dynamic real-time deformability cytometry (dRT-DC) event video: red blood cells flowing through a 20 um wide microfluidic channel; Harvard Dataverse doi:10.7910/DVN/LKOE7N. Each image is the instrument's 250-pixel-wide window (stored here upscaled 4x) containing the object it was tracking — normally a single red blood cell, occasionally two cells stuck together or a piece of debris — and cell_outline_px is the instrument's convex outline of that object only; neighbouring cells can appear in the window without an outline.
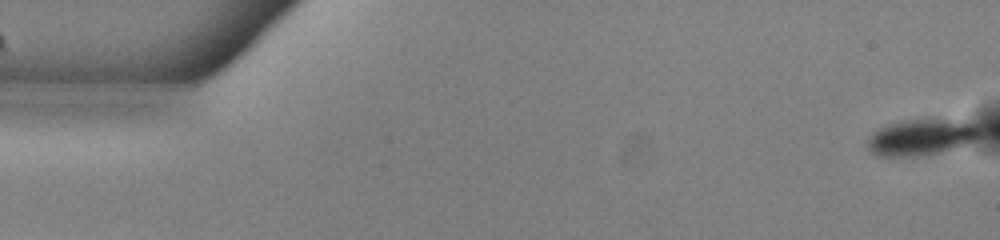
{"species": "common noctule bat (a hibernating species)", "species_latin": "Nyctalus noctula", "temperature_condition": "warm", "stored_images_in_passage": 53, "camera_frame_rate_fps": 3000, "um_per_image_px": 0.085, "animal": {"sex": "male", "body_mass_g": 13.0, "forearm_length_mm": 53.1}, "frame": {"image": 1, "passage_image": 1, "time_ms": 0.0, "image_size_px": [1000, 240], "cell_outline_px": [[980, 136], [976, 140], [964, 144], [936, 152], [916, 156], [876, 156], [868, 148], [868, 140], [872, 132], [888, 124], [904, 120], [952, 120], [980, 124]], "centroid_in_image_um": [78.31, 11.65], "position_along_channel_um": 6.7, "area_um2": 23.24}}
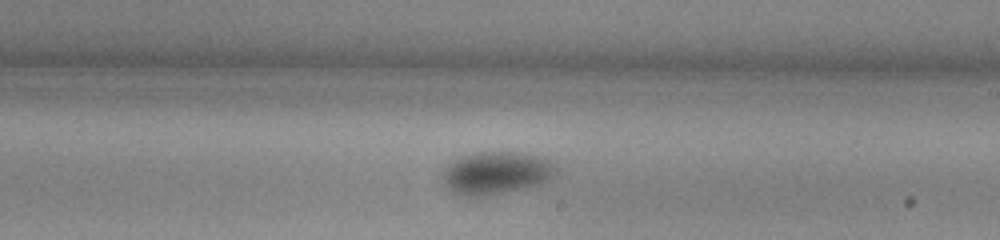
{"frame": {"image": 2, "passage_image": 31, "time_ms": 10.0, "image_size_px": [1000, 240], "cell_outline_px": [[560, 172], [548, 180], [536, 184], [480, 196], [464, 196], [452, 192], [444, 184], [440, 176], [444, 168], [452, 160], [460, 156], [476, 152], [520, 152], [536, 156], [548, 160], [556, 164]], "centroid_in_image_um": [42.13, 14.67], "position_along_channel_um": 246.9, "area_um2": 28.03}}
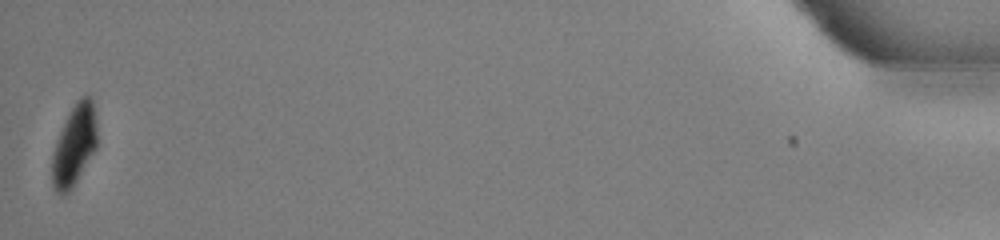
{"frame": {"image": 3, "passage_image": 53, "time_ms": 17.333, "image_size_px": [1000, 240], "cell_outline_px": [[96, 148], [72, 188], [64, 196], [60, 196], [56, 192], [52, 184], [52, 152], [56, 140], [68, 112], [76, 100], [80, 96], [88, 96], [92, 100], [96, 120]], "centroid_in_image_um": [6.29, 12.35], "position_along_channel_um": 428.9, "area_um2": 21.27}, "authors_computed_cell_mechanics": {"area_um2": 27.3972, "velocity_mm_per_s": 3.8606, "shape_relaxation_time_tau1_ms": 2.7935, "shape_relaxation_time_tau2_ms": 3.8094, "deformation_change_tau1": 0.0839, "deformation_change_tau2": 0.0325}}